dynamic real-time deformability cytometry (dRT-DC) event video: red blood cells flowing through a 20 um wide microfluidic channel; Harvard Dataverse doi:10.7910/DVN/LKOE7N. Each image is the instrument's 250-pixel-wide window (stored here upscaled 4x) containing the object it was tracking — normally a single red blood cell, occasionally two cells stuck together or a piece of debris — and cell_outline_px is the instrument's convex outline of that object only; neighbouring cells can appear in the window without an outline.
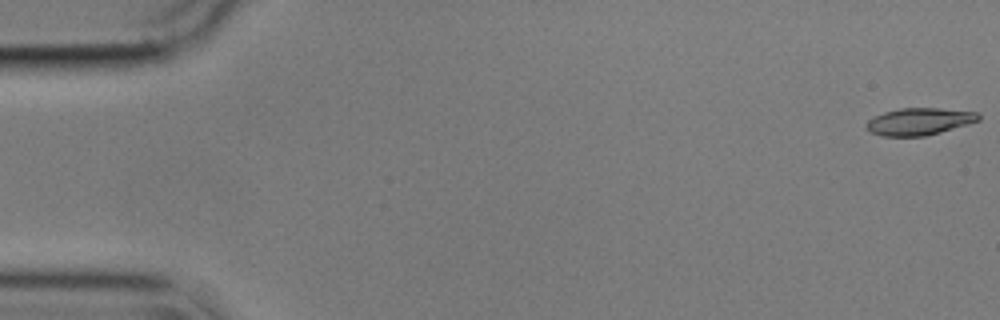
{"species": "common noctule bat (a hibernating species)", "species_latin": "Nyctalus noctula", "temperature_condition": "cold", "stored_images_in_passage": 6, "camera_frame_rate_fps": 3000, "um_per_image_px": 0.085, "animal": {"sex": "male", "body_mass_g": 17.9}, "frame": {"image": 1, "passage_image": 1, "time_ms": 0.0, "image_size_px": [1000, 320], "cell_outline_px": [[980, 120], [968, 124], [940, 132], [924, 136], [880, 136], [872, 132], [868, 128], [868, 120], [884, 112], [900, 108], [940, 108], [980, 112]], "centroid_in_image_um": [78.19, 10.32], "position_along_channel_um": 6.8, "area_um2": 17.57}}